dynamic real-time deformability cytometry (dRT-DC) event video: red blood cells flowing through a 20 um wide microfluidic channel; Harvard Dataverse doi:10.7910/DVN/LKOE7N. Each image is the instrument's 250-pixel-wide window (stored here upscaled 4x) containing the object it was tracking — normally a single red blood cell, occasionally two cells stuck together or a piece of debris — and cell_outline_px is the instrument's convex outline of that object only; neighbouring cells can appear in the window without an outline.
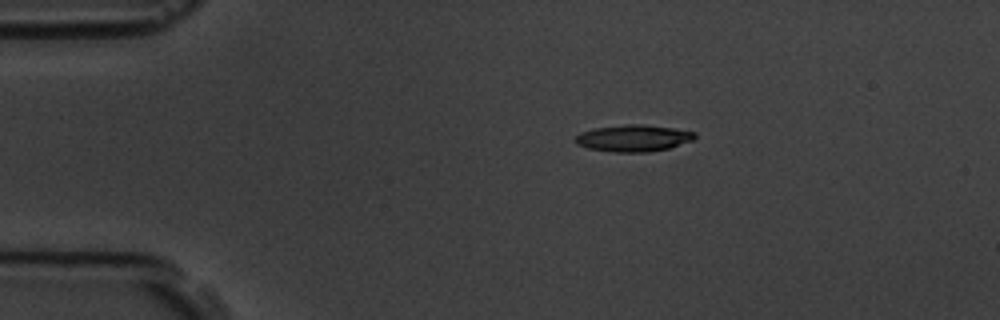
{"species": "common noctule bat (a hibernating species)", "species_latin": "Nyctalus noctula", "temperature_condition": "room temperature", "stored_images_in_passage": 6, "camera_frame_rate_fps": 3000, "um_per_image_px": 0.085, "animal": {"sex": "male", "body_mass_g": 19.5, "forearm_length_mm": 54.6}, "frame": {"image": 1, "passage_image": 3, "time_ms": 2.333, "image_size_px": [1000, 320], "cell_outline_px": [[696, 136], [692, 140], [668, 148], [648, 152], [612, 152], [588, 148], [576, 144], [572, 140], [580, 132], [596, 128], [624, 124], [644, 124], [672, 128], [696, 132]], "centroid_in_image_um": [53.79, 11.74], "position_along_channel_um": 31.2, "area_um2": 18.61}}
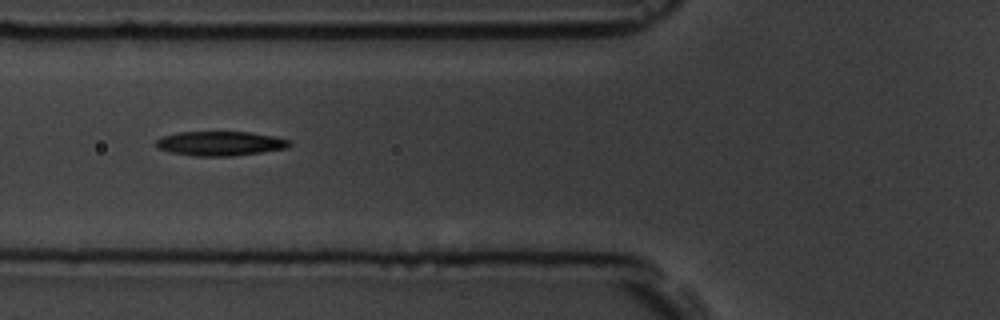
{"frame": {"image": 2, "passage_image": 5, "time_ms": 5.667, "image_size_px": [1000, 320], "cell_outline_px": [[292, 144], [288, 148], [232, 156], [196, 156], [168, 152], [160, 148], [156, 144], [156, 140], [164, 136], [180, 132], [252, 132], [292, 140]], "centroid_in_image_um": [18.76, 12.19], "position_along_channel_um": 107.0, "area_um2": 18.9}}
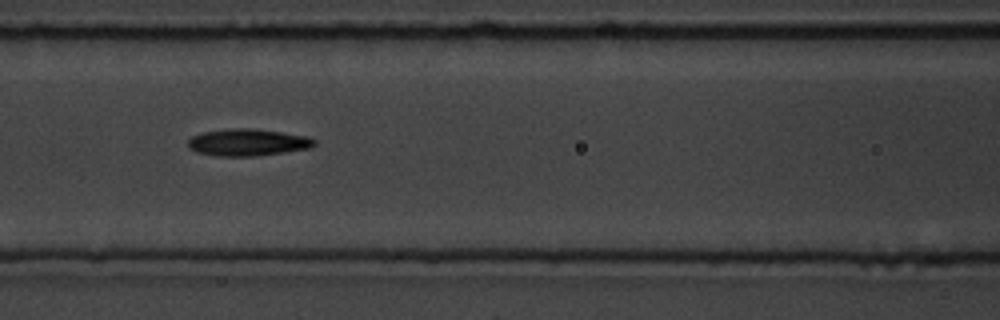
{"frame": {"image": 3, "passage_image": 6, "time_ms": 6.667, "image_size_px": [1000, 320], "cell_outline_px": [[316, 144], [308, 148], [284, 152], [256, 156], [216, 156], [196, 152], [188, 148], [188, 140], [192, 136], [200, 132], [236, 128], [252, 128], [308, 136], [316, 140]], "centroid_in_image_um": [21.02, 12.1], "position_along_channel_um": 145.6, "area_um2": 19.88}}